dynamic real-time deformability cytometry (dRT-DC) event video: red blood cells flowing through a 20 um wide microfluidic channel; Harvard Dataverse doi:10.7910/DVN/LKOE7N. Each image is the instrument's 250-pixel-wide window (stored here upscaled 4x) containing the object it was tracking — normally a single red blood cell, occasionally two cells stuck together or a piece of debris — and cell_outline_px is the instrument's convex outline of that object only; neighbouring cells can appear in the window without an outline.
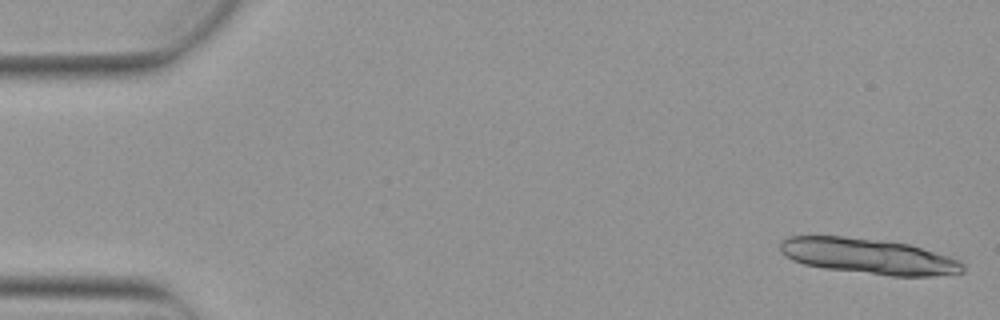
{"species": "Egyptian fruit bat (a non-hibernating species)", "species_latin": "Rousettus aegyptiacus", "temperature_condition": "warm", "stored_images_in_passage": 5, "camera_frame_rate_fps": 3000, "um_per_image_px": 0.085, "animal": {"sex": "female"}, "frame": {"image": 1, "passage_image": 1, "time_ms": 0.0, "image_size_px": [1000, 320], "cell_outline_px": [[964, 272], [932, 276], [892, 276], [824, 268], [804, 264], [792, 260], [784, 256], [780, 252], [780, 240], [788, 236], [844, 236], [880, 240], [908, 244], [948, 256], [960, 260], [964, 264]], "centroid_in_image_um": [73.79, 21.78], "position_along_channel_um": 11.2, "area_um2": 37.86}}
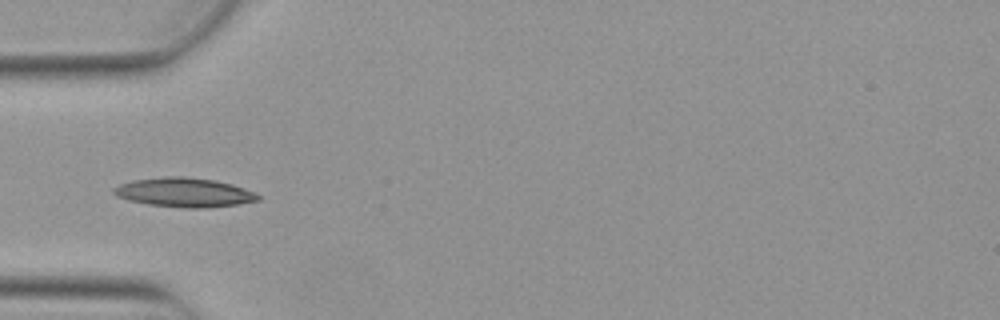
{"frame": {"image": 2, "passage_image": 5, "time_ms": 1.333, "image_size_px": [1000, 320], "cell_outline_px": [[260, 200], [236, 204], [208, 208], [184, 208], [148, 204], [128, 200], [116, 196], [112, 192], [112, 188], [120, 184], [132, 180], [164, 176], [184, 176], [216, 180], [232, 184], [252, 192], [260, 196]], "centroid_in_image_um": [15.61, 16.35], "position_along_channel_um": 69.4, "area_um2": 24.62}}